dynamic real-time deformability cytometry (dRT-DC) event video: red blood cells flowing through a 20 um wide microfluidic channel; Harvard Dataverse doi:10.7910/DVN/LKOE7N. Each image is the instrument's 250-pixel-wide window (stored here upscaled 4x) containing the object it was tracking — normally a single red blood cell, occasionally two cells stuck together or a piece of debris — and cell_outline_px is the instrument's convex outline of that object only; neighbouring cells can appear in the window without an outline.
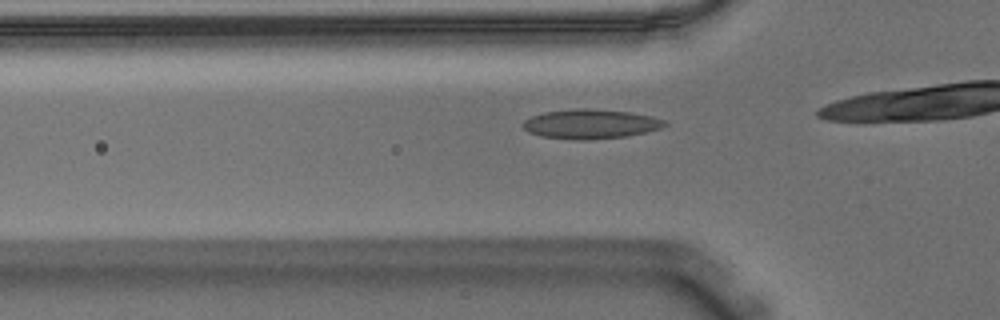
{"species": "Egyptian fruit bat (a non-hibernating species)", "species_latin": "Rousettus aegyptiacus", "temperature_condition": "warm", "stored_images_in_passage": 38, "camera_frame_rate_fps": 3000, "um_per_image_px": 0.085, "animal": {"sex": "male"}, "frame": {"image": 1, "passage_image": 13, "time_ms": 4.0, "image_size_px": [1000, 320], "cell_outline_px": [[668, 124], [660, 128], [628, 136], [584, 140], [576, 140], [540, 136], [528, 132], [520, 124], [524, 120], [532, 116], [544, 112], [572, 108], [584, 108], [628, 112], [652, 116], [664, 120]], "centroid_in_image_um": [50.15, 10.54], "position_along_channel_um": 75.7, "area_um2": 24.33}}
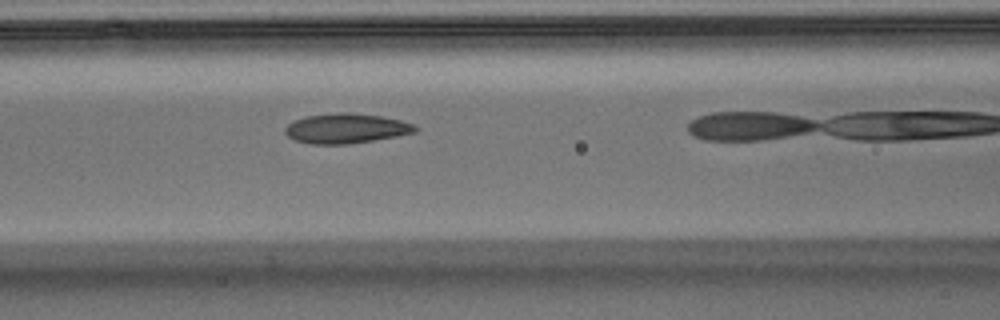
{"frame": {"image": 2, "passage_image": 18, "time_ms": 5.667, "image_size_px": [1000, 320], "cell_outline_px": [[420, 128], [416, 132], [396, 136], [348, 144], [312, 144], [296, 140], [288, 136], [284, 132], [284, 128], [292, 120], [304, 116], [340, 112], [348, 112], [380, 116], [400, 120], [416, 124]], "centroid_in_image_um": [29.42, 10.9], "position_along_channel_um": 137.2, "area_um2": 22.72}}
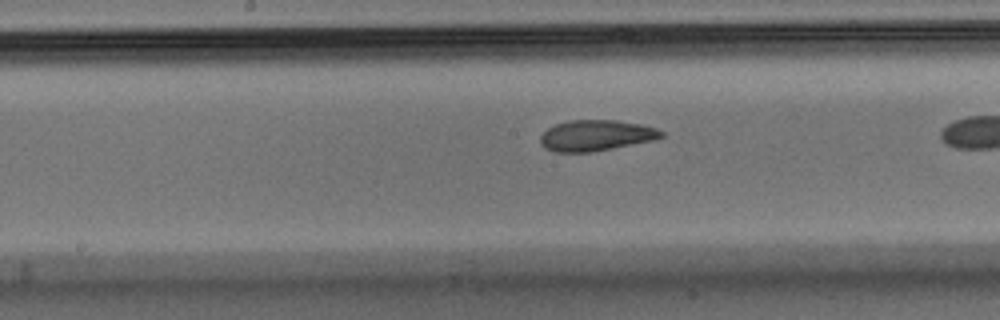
{"frame": {"image": 3, "passage_image": 23, "time_ms": 7.333, "image_size_px": [1000, 320], "cell_outline_px": [[664, 136], [656, 140], [592, 152], [556, 152], [544, 148], [540, 144], [540, 136], [548, 128], [556, 124], [568, 120], [616, 120], [644, 124], [656, 128], [664, 132]], "centroid_in_image_um": [50.69, 11.51], "position_along_channel_um": 197.5, "area_um2": 22.02}}